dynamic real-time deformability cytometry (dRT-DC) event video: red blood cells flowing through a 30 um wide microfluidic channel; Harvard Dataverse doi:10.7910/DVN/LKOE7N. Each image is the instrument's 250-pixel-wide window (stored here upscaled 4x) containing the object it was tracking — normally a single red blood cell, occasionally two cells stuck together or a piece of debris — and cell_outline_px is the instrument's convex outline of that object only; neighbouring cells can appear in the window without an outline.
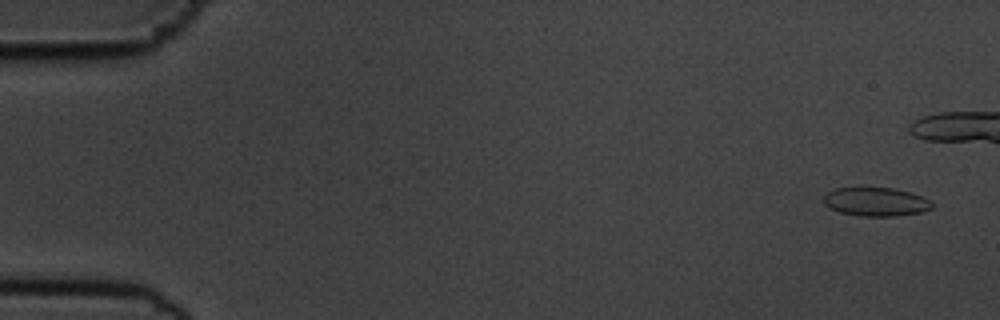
{"species": "common noctule bat (a hibernating species)", "species_latin": "Nyctalus noctula", "temperature_condition": "cold", "stored_images_in_passage": 45, "camera_frame_rate_fps": 3000, "um_per_image_px": 0.085, "animal": {"sex": "male", "body_mass_g": 19.5, "forearm_length_mm": 54.6}, "frame": {"image": 1, "passage_image": 3, "time_ms": 0.667, "image_size_px": [1000, 320], "cell_outline_px": [[932, 208], [920, 212], [896, 216], [860, 216], [840, 212], [828, 208], [824, 204], [824, 192], [832, 188], [892, 188], [908, 192], [932, 200]], "centroid_in_image_um": [74.39, 17.15], "position_along_channel_um": 10.6, "area_um2": 18.15}}
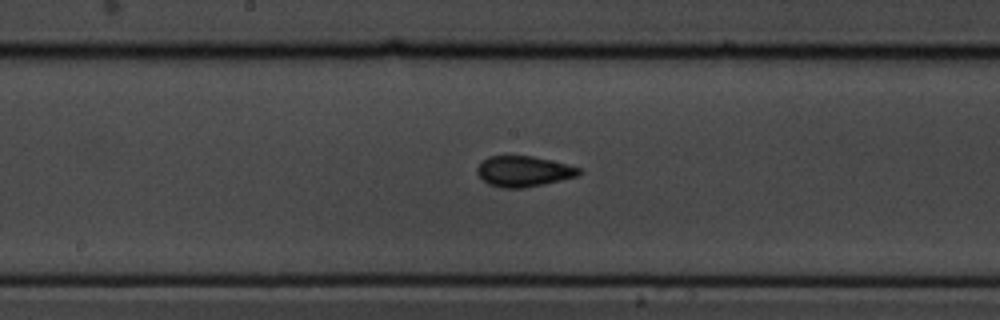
{"frame": {"image": 2, "passage_image": 30, "time_ms": 9.667, "image_size_px": [1000, 320], "cell_outline_px": [[584, 172], [580, 176], [544, 184], [524, 188], [500, 188], [488, 184], [476, 172], [476, 168], [488, 156], [532, 156], [568, 164], [580, 168]], "centroid_in_image_um": [44.55, 14.57], "position_along_channel_um": 203.6, "area_um2": 18.32}}
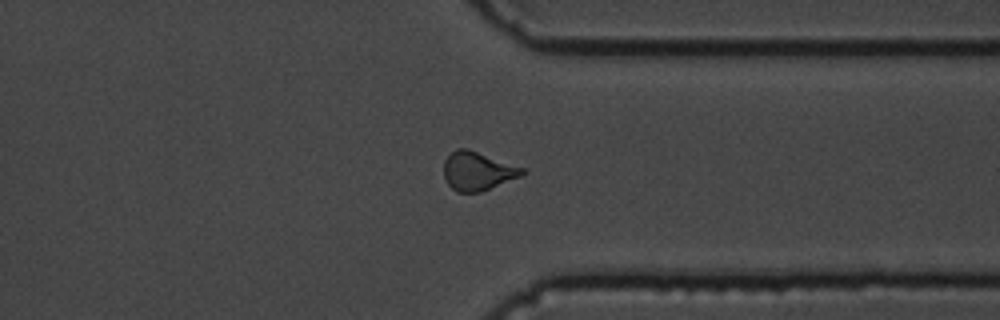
{"frame": {"image": 3, "passage_image": 44, "time_ms": 14.333, "image_size_px": [1000, 320], "cell_outline_px": [[528, 172], [524, 176], [480, 192], [456, 192], [448, 184], [444, 176], [444, 160], [456, 148], [468, 148], [524, 168]], "centroid_in_image_um": [40.63, 14.54], "position_along_channel_um": 370.8, "area_um2": 17.86}}